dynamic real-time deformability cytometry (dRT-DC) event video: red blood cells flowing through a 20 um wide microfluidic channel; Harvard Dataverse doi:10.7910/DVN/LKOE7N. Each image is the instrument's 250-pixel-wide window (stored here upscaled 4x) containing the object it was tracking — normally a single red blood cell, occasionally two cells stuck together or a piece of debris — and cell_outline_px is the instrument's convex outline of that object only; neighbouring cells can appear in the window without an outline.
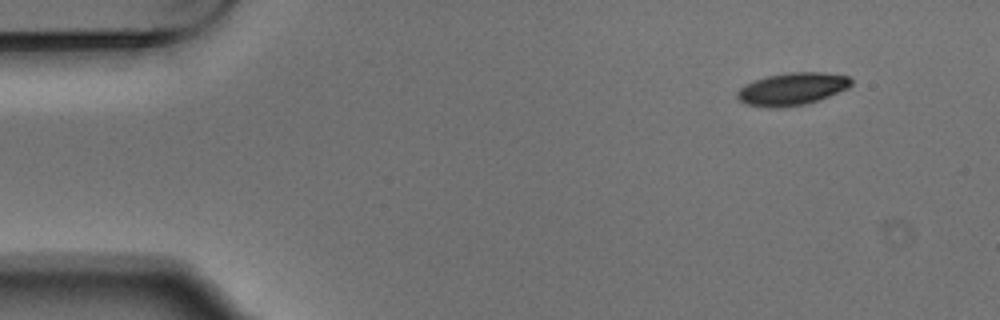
{"species": "Egyptian fruit bat (a non-hibernating species)", "species_latin": "Rousettus aegyptiacus", "temperature_condition": "warm", "stored_images_in_passage": 4, "camera_frame_rate_fps": 3000, "um_per_image_px": 0.085, "animal": {"sex": "male"}, "frame": {"image": 1, "passage_image": 1, "time_ms": 0.0, "image_size_px": [1000, 320], "cell_outline_px": [[852, 84], [848, 88], [820, 100], [808, 104], [780, 108], [768, 108], [744, 104], [736, 96], [736, 92], [740, 88], [756, 80], [768, 76], [788, 72], [824, 72], [848, 76], [852, 80]], "centroid_in_image_um": [67.35, 7.58], "position_along_channel_um": 17.7, "area_um2": 21.73}}
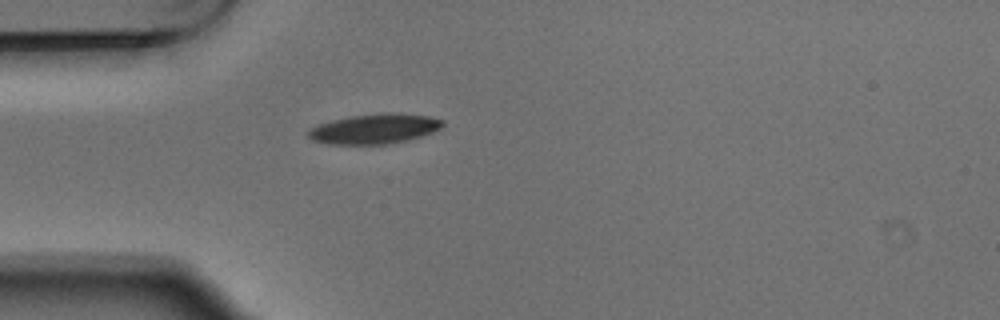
{"frame": {"image": 2, "passage_image": 4, "time_ms": 1.0, "image_size_px": [1000, 320], "cell_outline_px": [[444, 124], [440, 128], [432, 132], [408, 140], [388, 144], [328, 144], [312, 140], [308, 136], [308, 132], [312, 128], [320, 124], [332, 120], [352, 116], [428, 116], [444, 120]], "centroid_in_image_um": [31.79, 11.01], "position_along_channel_um": 53.2, "area_um2": 22.08}}